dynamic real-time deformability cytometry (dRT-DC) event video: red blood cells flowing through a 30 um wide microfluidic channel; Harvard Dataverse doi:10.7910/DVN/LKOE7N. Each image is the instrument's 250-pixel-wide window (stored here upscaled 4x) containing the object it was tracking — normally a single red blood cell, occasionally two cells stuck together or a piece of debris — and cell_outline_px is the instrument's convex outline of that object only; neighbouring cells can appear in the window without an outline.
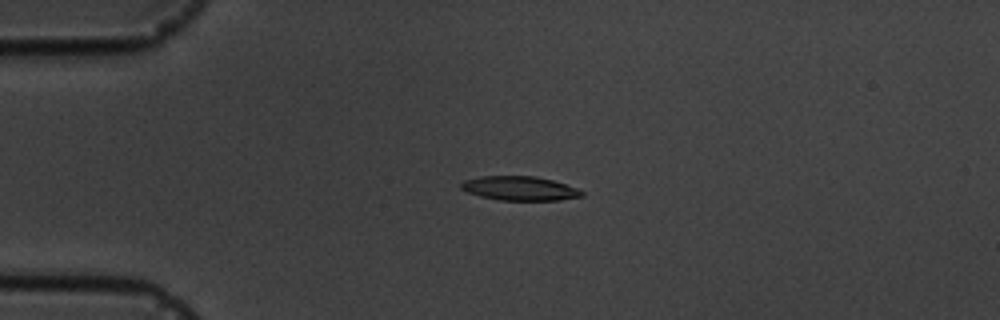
{"species": "common noctule bat (a hibernating species)", "species_latin": "Nyctalus noctula", "temperature_condition": "cold", "stored_images_in_passage": 4, "camera_frame_rate_fps": 3000, "um_per_image_px": 0.085, "animal": {"sex": "male", "body_mass_g": 19.5, "forearm_length_mm": 54.6}, "frame": {"image": 1, "passage_image": 3, "time_ms": 2.333, "image_size_px": [1000, 320], "cell_outline_px": [[584, 196], [560, 200], [500, 200], [480, 196], [468, 192], [460, 188], [460, 184], [464, 180], [480, 176], [536, 176], [552, 180], [576, 188], [584, 192]], "centroid_in_image_um": [44.17, 16.01], "position_along_channel_um": 40.8, "area_um2": 16.94}}